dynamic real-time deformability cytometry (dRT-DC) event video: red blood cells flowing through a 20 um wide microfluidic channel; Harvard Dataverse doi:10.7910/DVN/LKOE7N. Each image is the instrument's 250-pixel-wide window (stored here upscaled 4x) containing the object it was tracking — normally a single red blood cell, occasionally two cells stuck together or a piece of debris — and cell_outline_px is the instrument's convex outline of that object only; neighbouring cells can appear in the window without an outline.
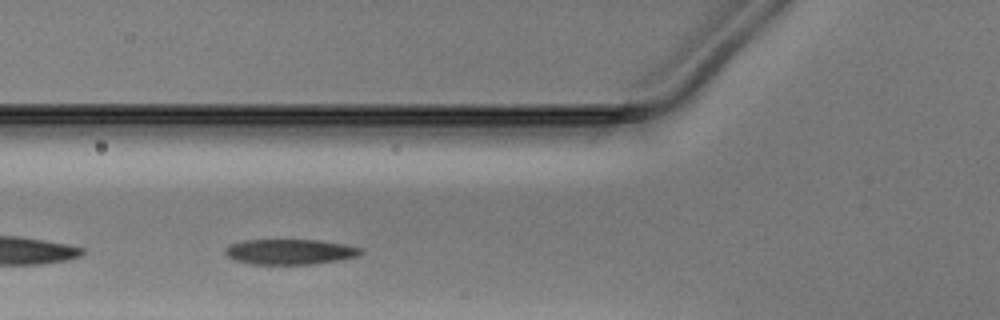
{"species": "Egyptian fruit bat (a non-hibernating species)", "species_latin": "Rousettus aegyptiacus", "temperature_condition": "warm", "stored_images_in_passage": 33, "camera_frame_rate_fps": 3000, "um_per_image_px": 0.085, "animal": {"sex": "male"}, "frame": {"image": 1, "passage_image": 5, "time_ms": 1.333, "image_size_px": [1000, 320], "cell_outline_px": [[364, 252], [356, 256], [336, 260], [308, 264], [252, 264], [236, 260], [228, 256], [224, 252], [224, 248], [228, 244], [244, 240], [320, 240], [344, 244], [364, 248]], "centroid_in_image_um": [24.62, 21.39], "position_along_channel_um": 101.2, "area_um2": 19.94}}
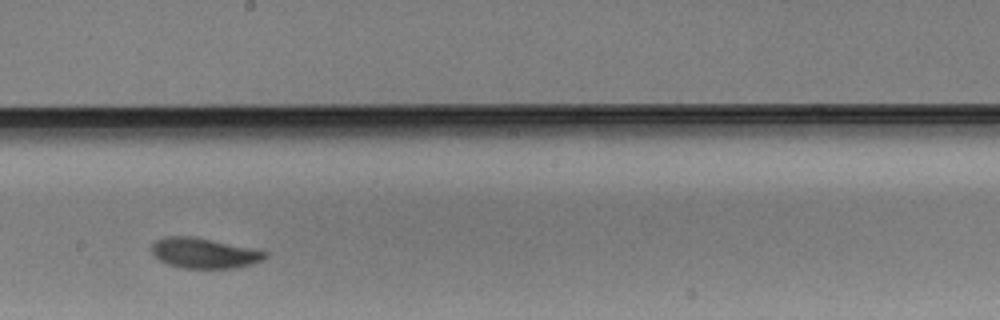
{"frame": {"image": 2, "passage_image": 15, "time_ms": 4.667, "image_size_px": [1000, 320], "cell_outline_px": [[268, 256], [264, 260], [252, 264], [236, 268], [180, 268], [168, 264], [160, 260], [152, 252], [152, 244], [156, 240], [164, 236], [192, 236], [252, 248], [268, 252]], "centroid_in_image_um": [17.37, 21.52], "position_along_channel_um": 230.8, "area_um2": 20.06}}
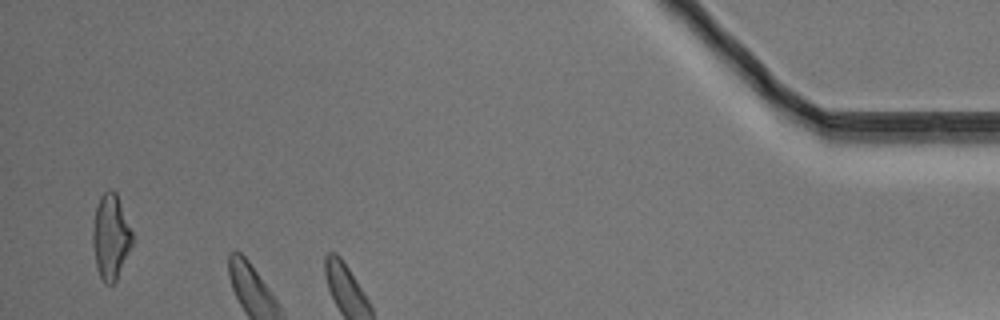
{"frame": {"image": 3, "passage_image": 32, "time_ms": 10.333, "image_size_px": [1000, 320], "cell_outline_px": [[132, 244], [116, 280], [112, 284], [104, 284], [96, 268], [92, 244], [92, 228], [96, 208], [100, 196], [108, 188], [112, 188], [116, 192], [132, 232]], "centroid_in_image_um": [9.38, 20.12], "position_along_channel_um": 425.8, "area_um2": 19.54}}